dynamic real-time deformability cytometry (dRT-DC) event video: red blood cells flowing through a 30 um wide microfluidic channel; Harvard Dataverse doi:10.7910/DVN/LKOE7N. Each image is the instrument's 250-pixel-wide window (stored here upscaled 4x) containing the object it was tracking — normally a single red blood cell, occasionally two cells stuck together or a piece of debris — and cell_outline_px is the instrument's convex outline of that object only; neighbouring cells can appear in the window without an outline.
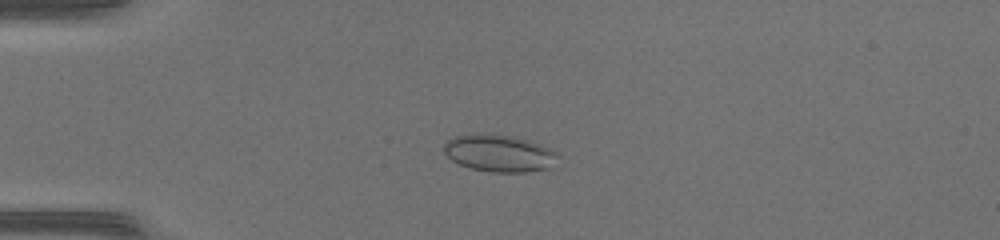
{"species": "common noctule bat (a hibernating species)", "species_latin": "Nyctalus noctula", "temperature_condition": "warm", "stored_images_in_passage": 50, "camera_frame_rate_fps": 3000, "um_per_image_px": 0.085, "animal": {"sex": "female", "body_mass_g": 17.0, "forearm_length_mm": 48.0}, "frame": {"image": 1, "passage_image": 14, "time_ms": 4.333, "image_size_px": [1000, 240], "cell_outline_px": [[560, 156], [548, 168], [528, 172], [492, 172], [472, 168], [460, 164], [452, 160], [444, 152], [444, 144], [448, 140], [456, 136], [492, 132], [512, 136], [540, 144], [556, 152]], "centroid_in_image_um": [42.43, 13.01], "position_along_channel_um": 42.6, "area_um2": 24.51}}
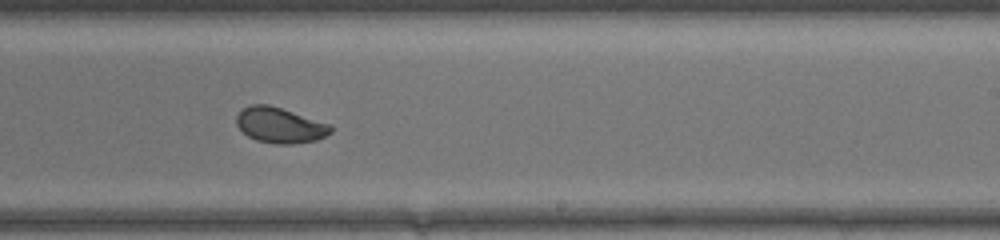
{"frame": {"image": 2, "passage_image": 32, "time_ms": 10.333, "image_size_px": [1000, 240], "cell_outline_px": [[332, 132], [316, 140], [292, 144], [276, 144], [256, 140], [248, 136], [236, 124], [236, 116], [244, 108], [252, 104], [268, 104], [332, 124]], "centroid_in_image_um": [23.81, 10.64], "position_along_channel_um": 265.2, "area_um2": 19.42}}
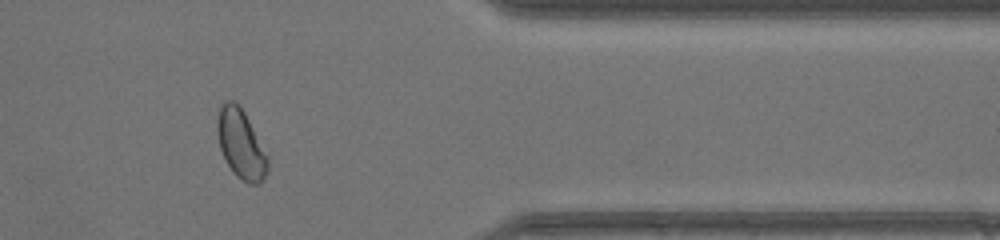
{"frame": {"image": 3, "passage_image": 42, "time_ms": 13.667, "image_size_px": [1000, 240], "cell_outline_px": [[268, 172], [264, 180], [260, 184], [248, 184], [240, 180], [232, 172], [220, 148], [216, 128], [216, 120], [220, 108], [224, 100], [232, 100], [244, 112], [268, 156]], "centroid_in_image_um": [20.48, 12.29], "position_along_channel_um": 390.9, "area_um2": 20.35}}